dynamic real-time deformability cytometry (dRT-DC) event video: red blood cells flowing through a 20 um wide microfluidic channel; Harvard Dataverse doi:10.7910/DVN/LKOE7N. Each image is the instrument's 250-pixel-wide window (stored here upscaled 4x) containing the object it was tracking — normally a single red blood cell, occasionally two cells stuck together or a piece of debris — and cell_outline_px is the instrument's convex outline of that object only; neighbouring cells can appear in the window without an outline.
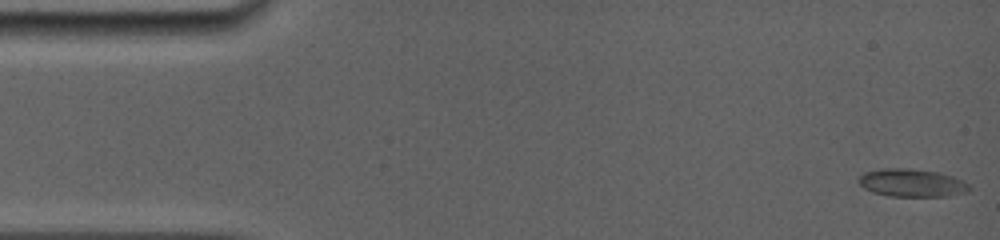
{"species": "common noctule bat (a hibernating species)", "species_latin": "Nyctalus noctula", "temperature_condition": "room temperature", "stored_images_in_passage": 6, "camera_frame_rate_fps": 5000, "um_per_image_px": 0.085, "animal": {"sex": "female", "body_mass_g": 19.0, "forearm_length_mm": 56.7}, "frame": {"image": 1, "passage_image": 1, "time_ms": 0.0, "image_size_px": [1000, 240], "cell_outline_px": [[972, 188], [968, 192], [948, 196], [888, 196], [872, 192], [864, 188], [856, 180], [864, 172], [884, 168], [908, 168], [936, 172], [952, 176], [968, 184]], "centroid_in_image_um": [77.48, 15.55], "position_along_channel_um": 7.5, "area_um2": 17.98}}
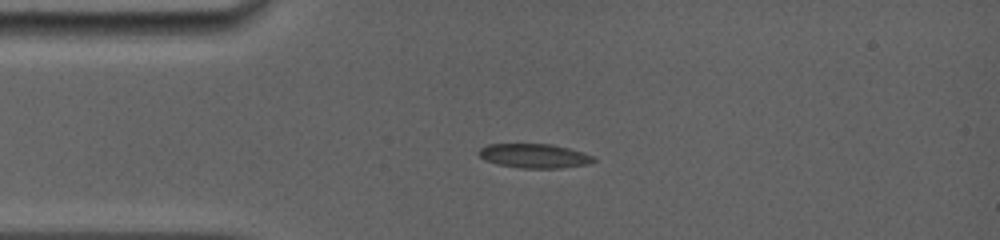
{"frame": {"image": 2, "passage_image": 4, "time_ms": 3.4, "image_size_px": [1000, 240], "cell_outline_px": [[596, 160], [588, 164], [560, 168], [520, 168], [496, 164], [484, 160], [476, 152], [480, 148], [488, 144], [552, 144], [584, 152], [596, 156]], "centroid_in_image_um": [45.42, 13.25], "position_along_channel_um": 39.6, "area_um2": 16.42}}
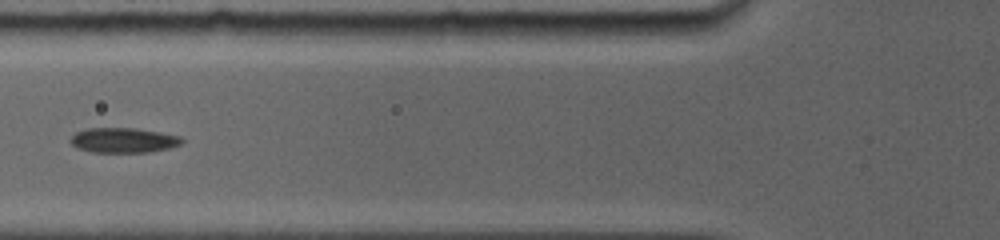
{"frame": {"image": 3, "passage_image": 6, "time_ms": 5.8, "image_size_px": [1000, 240], "cell_outline_px": [[184, 140], [180, 144], [168, 148], [148, 152], [92, 152], [76, 148], [68, 140], [76, 132], [88, 128], [136, 128], [160, 132], [180, 136]], "centroid_in_image_um": [10.46, 11.92], "position_along_channel_um": 115.3, "area_um2": 16.18}}